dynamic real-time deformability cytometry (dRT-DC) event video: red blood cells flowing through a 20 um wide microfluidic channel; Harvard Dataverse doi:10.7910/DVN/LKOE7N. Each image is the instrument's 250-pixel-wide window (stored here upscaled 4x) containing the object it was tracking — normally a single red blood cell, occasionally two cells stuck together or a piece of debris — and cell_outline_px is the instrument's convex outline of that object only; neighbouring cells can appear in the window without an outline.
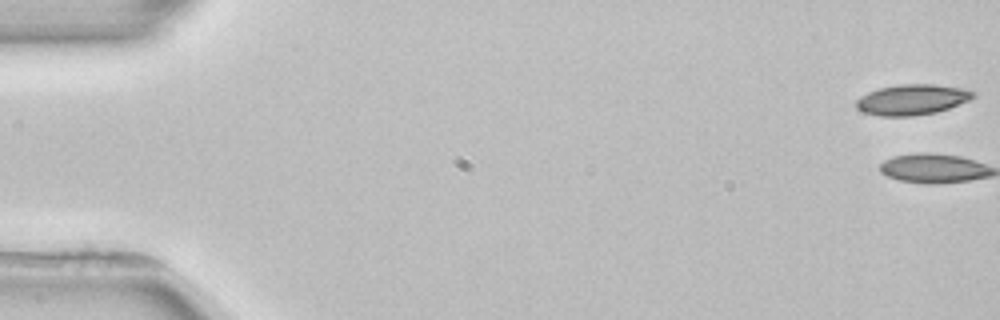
{"species": "common noctule bat (a hibernating species)", "species_latin": "Nyctalus noctula", "temperature_condition": "room temperature", "stored_images_in_passage": 5, "camera_frame_rate_fps": 3000, "um_per_image_px": 0.085, "animal": {"sex": "female", "body_mass_g": 22.7, "forearm_length_mm": 54.2}, "frame": {"image": 1, "passage_image": 1, "time_ms": 0.0, "image_size_px": [1000, 320], "cell_outline_px": [[976, 96], [968, 100], [948, 108], [936, 112], [912, 116], [880, 116], [864, 112], [856, 108], [856, 100], [860, 96], [868, 92], [880, 88], [900, 84], [932, 84], [960, 88], [976, 92]], "centroid_in_image_um": [77.5, 8.47], "position_along_channel_um": 7.5, "area_um2": 20.63}}